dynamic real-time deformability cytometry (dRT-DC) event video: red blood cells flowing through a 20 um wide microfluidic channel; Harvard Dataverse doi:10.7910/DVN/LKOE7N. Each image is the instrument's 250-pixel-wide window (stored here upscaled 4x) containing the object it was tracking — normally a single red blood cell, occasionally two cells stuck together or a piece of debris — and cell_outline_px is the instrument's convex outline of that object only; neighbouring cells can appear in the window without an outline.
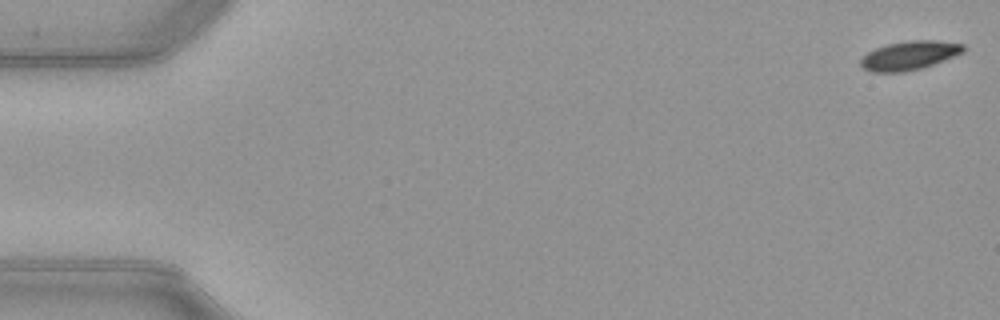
{"species": "common noctule bat (a hibernating species)", "species_latin": "Nyctalus noctula", "temperature_condition": "warm", "stored_images_in_passage": 14, "camera_frame_rate_fps": 3000, "um_per_image_px": 0.085, "animal": {"sex": "female", "body_mass_g": 21.9}, "frame": {"image": 1, "passage_image": 1, "time_ms": 0.0, "image_size_px": [1000, 320], "cell_outline_px": [[964, 52], [944, 60], [920, 68], [904, 72], [872, 72], [864, 68], [860, 64], [860, 60], [868, 52], [876, 48], [888, 44], [908, 40], [936, 40], [964, 44]], "centroid_in_image_um": [77.3, 4.7], "position_along_channel_um": 7.7, "area_um2": 17.11}}
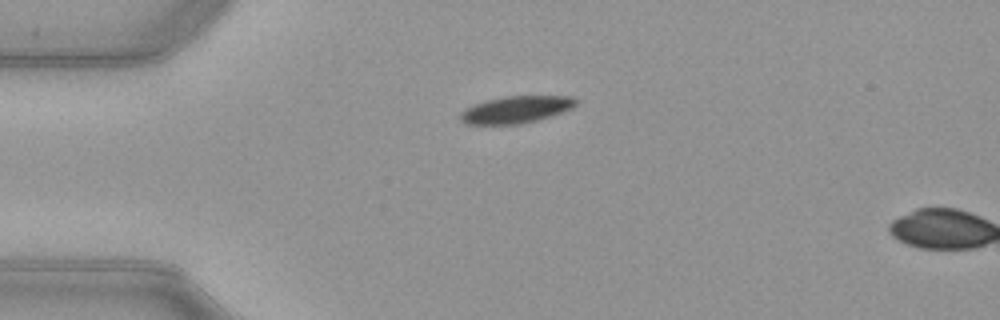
{"frame": {"image": 2, "passage_image": 13, "time_ms": 4.0, "image_size_px": [1000, 320], "cell_outline_px": [[580, 100], [572, 108], [564, 112], [536, 120], [520, 124], [464, 124], [460, 120], [460, 112], [464, 108], [484, 100], [504, 96], [572, 96]], "centroid_in_image_um": [43.85, 9.3], "position_along_channel_um": 41.1, "area_um2": 18.44}}